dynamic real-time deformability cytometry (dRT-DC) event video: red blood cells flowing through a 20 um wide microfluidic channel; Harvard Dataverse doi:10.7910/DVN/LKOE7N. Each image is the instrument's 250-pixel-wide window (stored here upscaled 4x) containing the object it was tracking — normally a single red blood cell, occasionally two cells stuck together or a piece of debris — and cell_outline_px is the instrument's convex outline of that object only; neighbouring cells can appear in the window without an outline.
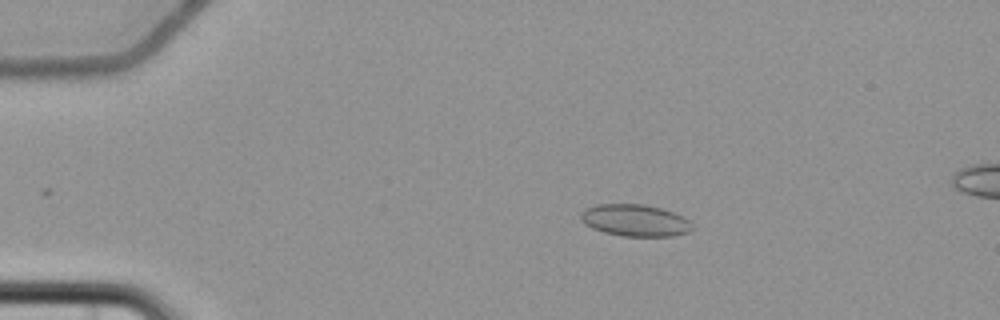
{"species": "common noctule bat (a hibernating species)", "species_latin": "Nyctalus noctula", "temperature_condition": "cold", "stored_images_in_passage": 6, "camera_frame_rate_fps": 3000, "um_per_image_px": 0.085, "animal": {"sex": "female", "body_mass_g": 22.7, "forearm_length_mm": 54.2}, "frame": {"image": 1, "passage_image": 4, "time_ms": 3.667, "image_size_px": [1000, 320], "cell_outline_px": [[692, 228], [688, 232], [672, 236], [624, 236], [604, 232], [592, 228], [584, 224], [580, 216], [580, 212], [584, 208], [596, 204], [644, 204], [660, 208], [684, 216], [692, 224]], "centroid_in_image_um": [53.95, 18.72], "position_along_channel_um": 31.1, "area_um2": 20.75}}